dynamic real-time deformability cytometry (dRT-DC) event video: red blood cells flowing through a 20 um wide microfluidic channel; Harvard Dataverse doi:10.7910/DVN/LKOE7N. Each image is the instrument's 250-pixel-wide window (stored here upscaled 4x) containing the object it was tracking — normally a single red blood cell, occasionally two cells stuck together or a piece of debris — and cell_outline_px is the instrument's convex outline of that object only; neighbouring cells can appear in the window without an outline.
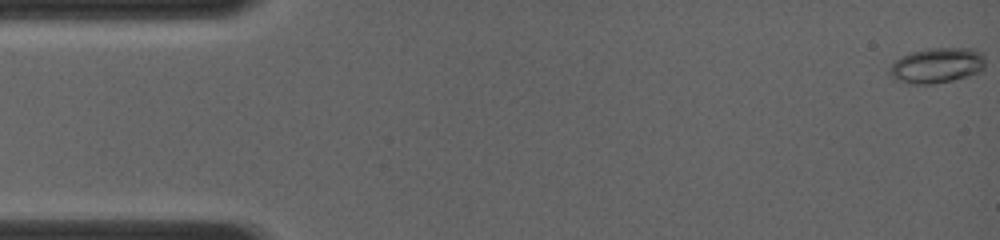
{"species": "common noctule bat (a hibernating species)", "species_latin": "Nyctalus noctula", "temperature_condition": "room temperature", "stored_images_in_passage": 15, "camera_frame_rate_fps": 4000, "um_per_image_px": 0.085, "animal": {"sex": "female", "body_mass_g": 19.0, "forearm_length_mm": 56.7}, "frame": {"image": 1, "passage_image": 1, "time_ms": 0.0, "image_size_px": [1000, 240], "cell_outline_px": [[984, 68], [976, 72], [952, 80], [932, 84], [908, 84], [892, 80], [888, 72], [888, 68], [900, 56], [912, 52], [928, 48], [972, 48], [980, 52], [984, 56]], "centroid_in_image_um": [79.56, 5.56], "position_along_channel_um": 5.4, "area_um2": 19.77}}
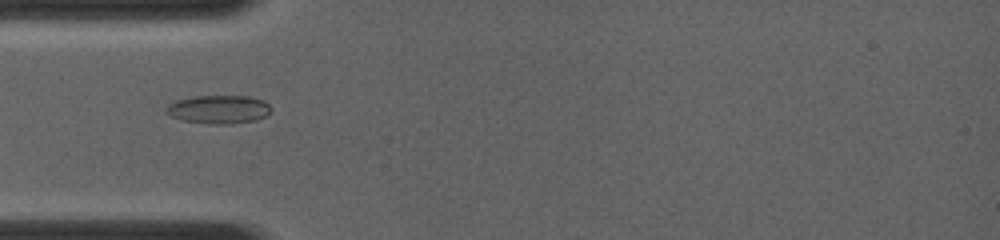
{"frame": {"image": 2, "passage_image": 10, "time_ms": 4.25, "image_size_px": [1000, 240], "cell_outline_px": [[272, 108], [264, 116], [256, 120], [228, 124], [208, 124], [184, 120], [172, 116], [164, 108], [168, 104], [176, 100], [192, 96], [248, 96], [264, 100]], "centroid_in_image_um": [18.58, 9.29], "position_along_channel_um": 66.4, "area_um2": 17.28}}
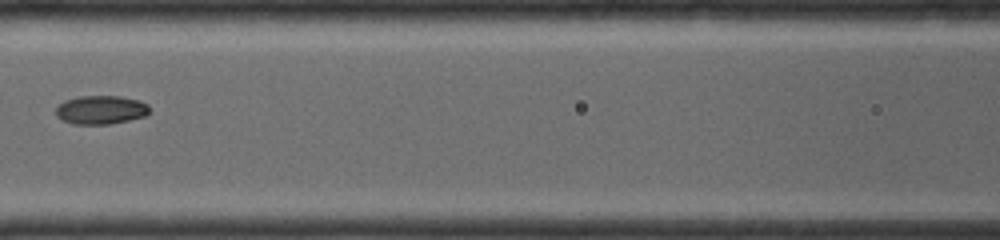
{"frame": {"image": 3, "passage_image": 14, "time_ms": 6.25, "image_size_px": [1000, 240], "cell_outline_px": [[148, 112], [144, 116], [128, 120], [108, 124], [72, 124], [56, 116], [56, 108], [64, 100], [80, 96], [120, 96], [140, 100], [148, 104]], "centroid_in_image_um": [8.56, 9.33], "position_along_channel_um": 158.0, "area_um2": 15.55}}